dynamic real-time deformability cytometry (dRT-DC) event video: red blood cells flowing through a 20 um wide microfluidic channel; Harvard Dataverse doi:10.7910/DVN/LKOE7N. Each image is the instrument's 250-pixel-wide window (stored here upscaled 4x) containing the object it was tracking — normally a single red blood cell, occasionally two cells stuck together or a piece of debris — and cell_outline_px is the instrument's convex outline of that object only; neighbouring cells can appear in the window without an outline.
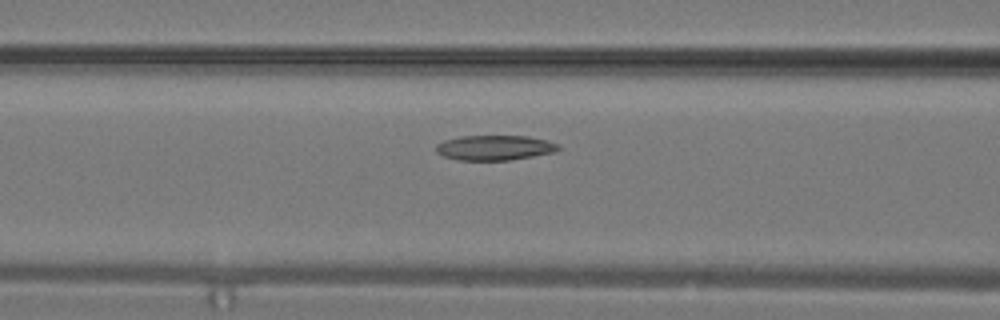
{"species": "common noctule bat (a hibernating species)", "species_latin": "Nyctalus noctula", "temperature_condition": "warm", "stored_images_in_passage": 25, "camera_frame_rate_fps": 3000, "um_per_image_px": 0.085, "animal": {"sex": "male", "body_mass_g": 19.2, "forearm_length_mm": 51.8}, "frame": {"image": 1, "passage_image": 8, "time_ms": 2.333, "image_size_px": [1000, 320], "cell_outline_px": [[560, 148], [556, 152], [512, 160], [456, 160], [444, 156], [436, 152], [436, 144], [444, 140], [460, 136], [528, 136], [560, 144]], "centroid_in_image_um": [42.05, 12.56], "position_along_channel_um": 124.6, "area_um2": 17.92}}
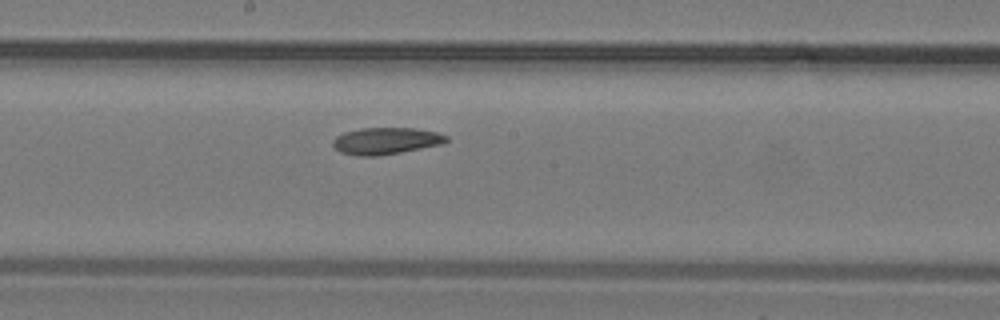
{"frame": {"image": 2, "passage_image": 12, "time_ms": 3.667, "image_size_px": [1000, 320], "cell_outline_px": [[448, 140], [444, 144], [400, 152], [376, 156], [356, 156], [340, 152], [332, 144], [332, 140], [336, 136], [344, 132], [360, 128], [412, 128], [436, 132], [448, 136]], "centroid_in_image_um": [32.79, 11.97], "position_along_channel_um": 215.4, "area_um2": 17.74}}
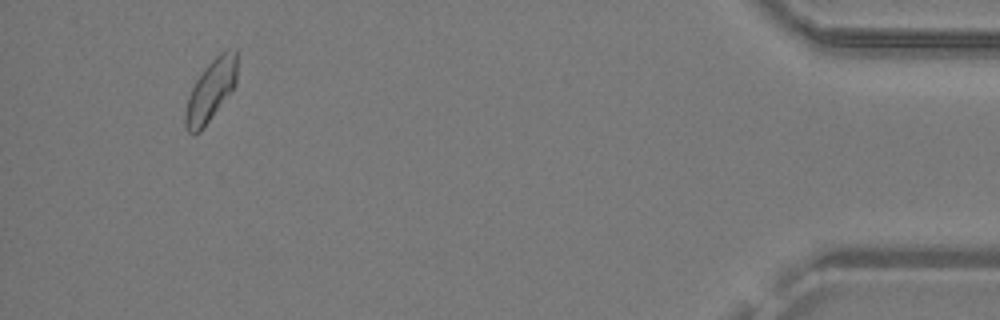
{"frame": {"image": 3, "passage_image": 24, "time_ms": 7.667, "image_size_px": [1000, 320], "cell_outline_px": [[236, 84], [200, 132], [188, 132], [184, 128], [184, 112], [188, 96], [196, 80], [204, 68], [220, 52], [228, 48], [236, 48]], "centroid_in_image_um": [17.89, 7.67], "position_along_channel_um": 417.3, "area_um2": 18.32}}